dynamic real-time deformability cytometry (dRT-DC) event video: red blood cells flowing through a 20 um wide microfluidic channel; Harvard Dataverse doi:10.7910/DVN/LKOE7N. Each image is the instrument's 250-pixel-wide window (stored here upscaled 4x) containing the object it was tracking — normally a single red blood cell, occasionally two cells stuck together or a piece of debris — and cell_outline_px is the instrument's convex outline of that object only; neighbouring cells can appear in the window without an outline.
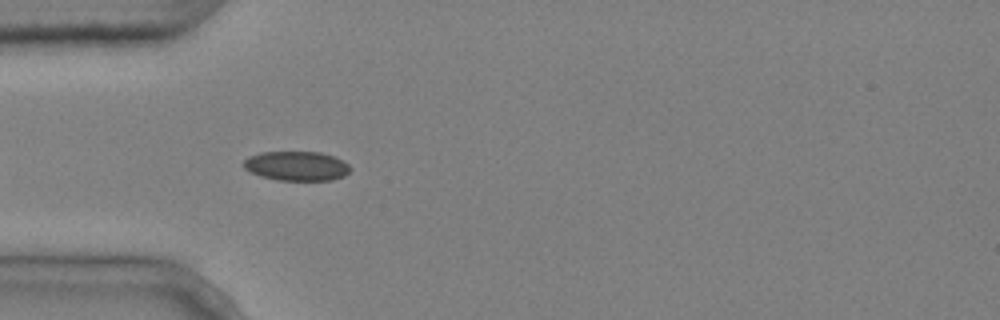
{"species": "common noctule bat (a hibernating species)", "species_latin": "Nyctalus noctula", "temperature_condition": "cold", "stored_images_in_passage": 5, "camera_frame_rate_fps": 3000, "um_per_image_px": 0.085, "animal": {"sex": "male", "body_mass_g": 20.4}, "frame": {"image": 1, "passage_image": 5, "time_ms": 1.333, "image_size_px": [1000, 320], "cell_outline_px": [[352, 168], [344, 176], [332, 180], [276, 180], [260, 176], [244, 168], [244, 160], [248, 156], [260, 152], [320, 152], [332, 156], [348, 164]], "centroid_in_image_um": [25.2, 14.11], "position_along_channel_um": 59.8, "area_um2": 18.21}}